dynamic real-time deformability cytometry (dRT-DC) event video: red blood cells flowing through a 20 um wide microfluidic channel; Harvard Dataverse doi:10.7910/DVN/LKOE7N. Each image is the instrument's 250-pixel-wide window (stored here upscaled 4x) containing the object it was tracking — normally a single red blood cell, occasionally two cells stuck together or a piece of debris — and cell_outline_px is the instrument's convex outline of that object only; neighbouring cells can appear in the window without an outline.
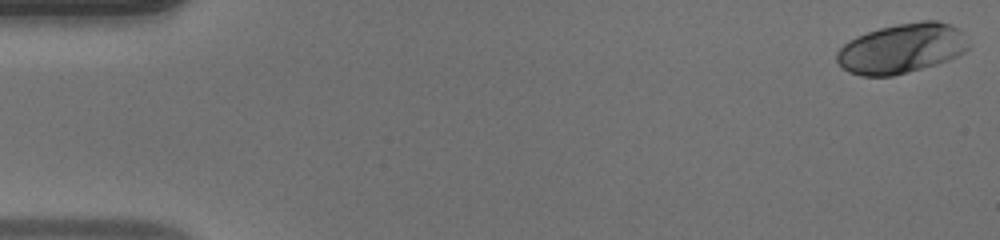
{"species": "human", "species_latin": "Homo sapiens", "temperature_condition": "warm", "stored_images_in_passage": 50, "camera_frame_rate_fps": 3000, "um_per_image_px": 0.085, "donor": {"sex": "male"}, "frame": {"image": 1, "passage_image": 1, "time_ms": 0.0, "image_size_px": [1000, 240], "cell_outline_px": [[968, 48], [964, 52], [948, 60], [936, 64], [908, 72], [892, 76], [860, 76], [848, 72], [836, 60], [836, 52], [848, 40], [856, 36], [880, 28], [896, 24], [920, 20], [936, 20], [948, 24], [956, 28], [960, 32], [968, 44]], "centroid_in_image_um": [76.6, 4.12], "position_along_channel_um": 8.4, "area_um2": 37.97}}
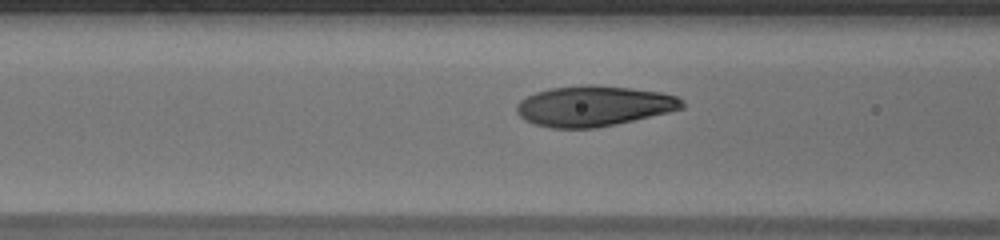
{"frame": {"image": 2, "passage_image": 20, "time_ms": 6.333, "image_size_px": [1000, 240], "cell_outline_px": [[684, 108], [668, 112], [616, 124], [596, 128], [552, 128], [536, 124], [524, 120], [516, 112], [516, 104], [520, 100], [536, 92], [552, 88], [588, 84], [628, 88], [660, 92], [676, 96], [684, 100]], "centroid_in_image_um": [50.46, 9.01], "position_along_channel_um": 116.1, "area_um2": 38.78}}
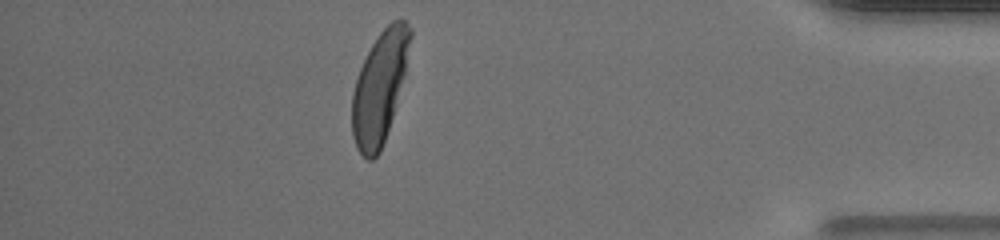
{"frame": {"image": 3, "passage_image": 44, "time_ms": 14.333, "image_size_px": [1000, 240], "cell_outline_px": [[412, 36], [404, 76], [392, 116], [380, 152], [372, 160], [368, 160], [356, 148], [352, 136], [352, 92], [360, 68], [372, 44], [380, 32], [392, 20], [400, 16], [412, 28]], "centroid_in_image_um": [32.27, 7.39], "position_along_channel_um": 402.9, "area_um2": 37.4}, "authors_computed_cell_mechanics": {"area_um2": 38.3792, "velocity_mm_per_s": 4.1197, "shape_relaxation_time_tau1_ms": 4.6709, "shape_relaxation_time_tau2_ms": null, "deformation_change_tau1": 0.2343, "deformation_change_tau2": null}}